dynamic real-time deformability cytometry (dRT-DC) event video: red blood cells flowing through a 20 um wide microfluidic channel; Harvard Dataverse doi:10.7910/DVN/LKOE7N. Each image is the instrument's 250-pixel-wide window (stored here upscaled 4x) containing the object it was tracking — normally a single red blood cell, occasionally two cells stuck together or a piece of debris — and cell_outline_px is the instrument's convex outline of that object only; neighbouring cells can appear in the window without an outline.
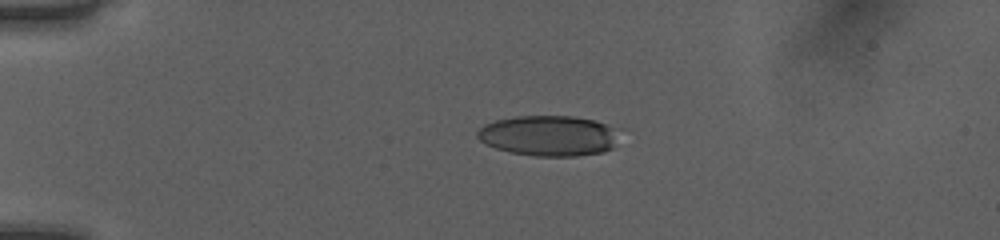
{"species": "human", "species_latin": "Homo sapiens", "temperature_condition": "room temperature", "stored_images_in_passage": 40, "camera_frame_rate_fps": 3000, "um_per_image_px": 0.085, "donor": {"sex": "female"}, "frame": {"image": 1, "passage_image": 1, "time_ms": 0.0, "image_size_px": [1000, 240], "cell_outline_px": [[628, 128], [612, 148], [604, 152], [576, 156], [532, 156], [508, 152], [496, 148], [480, 140], [476, 136], [476, 132], [484, 124], [496, 120], [512, 116], [572, 116], [596, 120]], "centroid_in_image_um": [46.8, 11.52], "position_along_channel_um": 38.2, "area_um2": 34.68}}
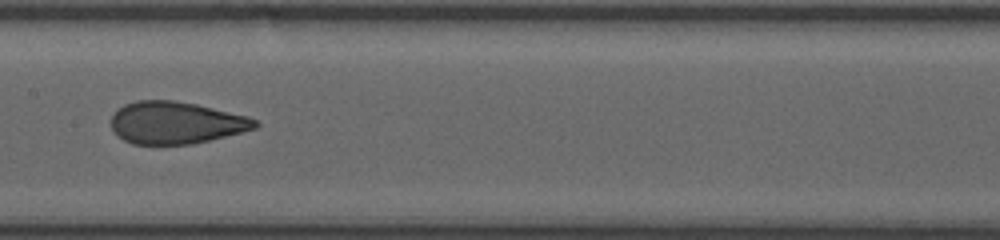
{"frame": {"image": 2, "passage_image": 16, "time_ms": 5.0, "image_size_px": [1000, 240], "cell_outline_px": [[260, 124], [256, 128], [192, 144], [132, 144], [124, 140], [112, 128], [112, 116], [116, 108], [124, 104], [136, 100], [176, 100], [196, 104], [248, 116], [256, 120]], "centroid_in_image_um": [14.94, 10.41], "position_along_channel_um": 192.5, "area_um2": 35.26}}
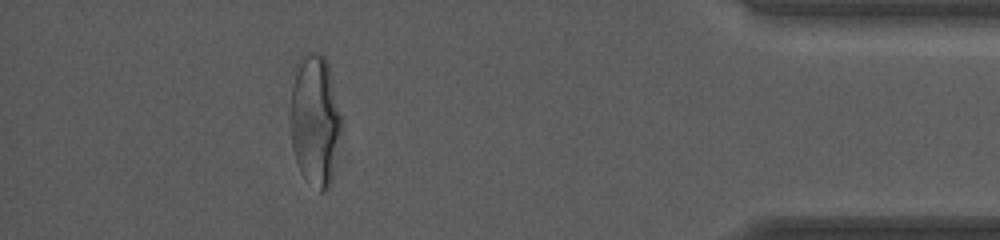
{"frame": {"image": 3, "passage_image": 35, "time_ms": 11.333, "image_size_px": [1000, 240], "cell_outline_px": [[344, 128], [332, 176], [328, 188], [324, 192], [320, 192], [304, 180], [300, 172], [292, 148], [288, 116], [296, 60], [304, 52], [320, 52], [328, 60], [344, 116]], "centroid_in_image_um": [26.8, 10.17], "position_along_channel_um": 408.4, "area_um2": 41.38}, "authors_computed_cell_mechanics": {"area_um2": 36.414, "velocity_mm_per_s": 4.0921, "shape_relaxation_time_tau1_ms": 5.2979, "shape_relaxation_time_tau2_ms": 0.928, "deformation_change_tau1": 0.2068, "deformation_change_tau2": 0.0823}}